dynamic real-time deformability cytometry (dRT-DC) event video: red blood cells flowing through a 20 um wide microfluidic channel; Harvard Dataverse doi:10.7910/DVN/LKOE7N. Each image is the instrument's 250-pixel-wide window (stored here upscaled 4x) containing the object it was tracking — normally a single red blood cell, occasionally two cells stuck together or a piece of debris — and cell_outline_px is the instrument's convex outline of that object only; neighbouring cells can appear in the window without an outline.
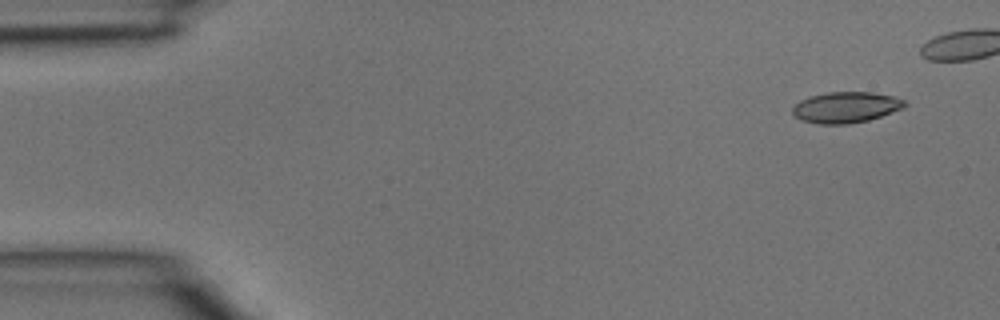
{"species": "common noctule bat (a hibernating species)", "species_latin": "Nyctalus noctula", "temperature_condition": "room temperature", "stored_images_in_passage": 5, "camera_frame_rate_fps": 3000, "um_per_image_px": 0.085, "animal": {"sex": "male", "body_mass_g": 15.6}, "frame": {"image": 1, "passage_image": 1, "time_ms": 0.0, "image_size_px": [1000, 320], "cell_outline_px": [[908, 104], [904, 108], [868, 120], [848, 124], [820, 124], [800, 120], [792, 112], [792, 108], [800, 100], [812, 96], [828, 92], [872, 92], [896, 96], [904, 100]], "centroid_in_image_um": [71.93, 9.12], "position_along_channel_um": 13.1, "area_um2": 20.23}}